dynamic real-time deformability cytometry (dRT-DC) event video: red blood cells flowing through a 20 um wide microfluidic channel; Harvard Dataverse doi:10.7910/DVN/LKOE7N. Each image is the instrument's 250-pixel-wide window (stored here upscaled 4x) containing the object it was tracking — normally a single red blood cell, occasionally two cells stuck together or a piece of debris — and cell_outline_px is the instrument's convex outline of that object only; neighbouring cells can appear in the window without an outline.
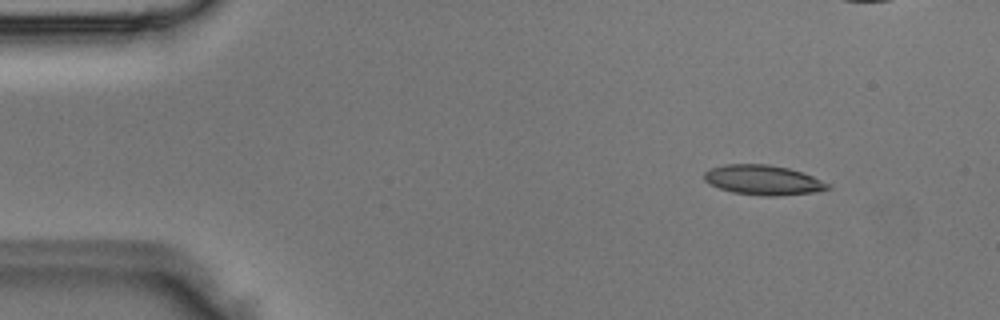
{"species": "Egyptian fruit bat (a non-hibernating species)", "species_latin": "Rousettus aegyptiacus", "temperature_condition": "room temperature", "stored_images_in_passage": 6, "camera_frame_rate_fps": 3000, "um_per_image_px": 0.085, "animal": {"sex": "male"}, "frame": {"image": 1, "passage_image": 1, "time_ms": 0.0, "image_size_px": [1000, 320], "cell_outline_px": [[832, 188], [816, 192], [776, 196], [764, 196], [732, 192], [708, 184], [704, 180], [704, 172], [708, 168], [724, 164], [768, 164], [788, 168], [812, 176], [832, 184]], "centroid_in_image_um": [64.86, 15.3], "position_along_channel_um": 20.1, "area_um2": 21.68}}